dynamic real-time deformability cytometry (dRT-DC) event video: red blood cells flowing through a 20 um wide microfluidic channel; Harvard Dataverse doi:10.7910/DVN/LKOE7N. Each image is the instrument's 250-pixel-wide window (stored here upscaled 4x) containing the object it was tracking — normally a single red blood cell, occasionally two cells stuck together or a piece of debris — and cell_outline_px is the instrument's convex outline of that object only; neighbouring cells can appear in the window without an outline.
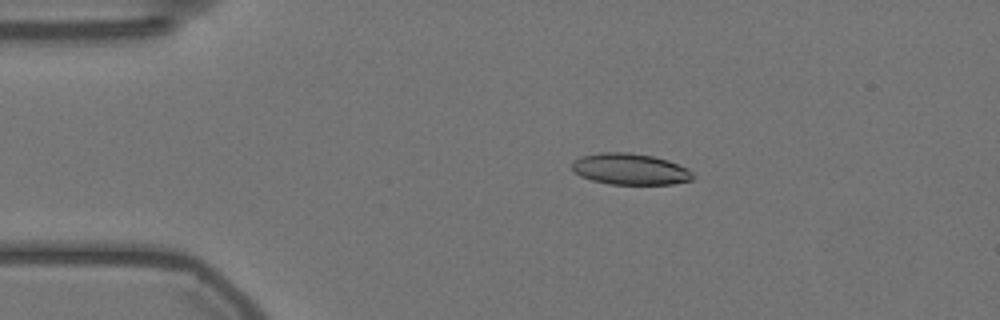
{"species": "Egyptian fruit bat (a non-hibernating species)", "species_latin": "Rousettus aegyptiacus", "temperature_condition": "warm", "stored_images_in_passage": 48, "camera_frame_rate_fps": 3000, "um_per_image_px": 0.085, "animal": {"sex": "female"}, "frame": {"image": 1, "passage_image": 2, "time_ms": 0.333, "image_size_px": [1000, 320], "cell_outline_px": [[696, 176], [692, 180], [672, 184], [608, 184], [592, 180], [580, 176], [572, 168], [572, 164], [580, 156], [600, 152], [628, 152], [652, 156], [668, 160], [688, 168]], "centroid_in_image_um": [53.59, 14.37], "position_along_channel_um": 31.4, "area_um2": 22.08}}
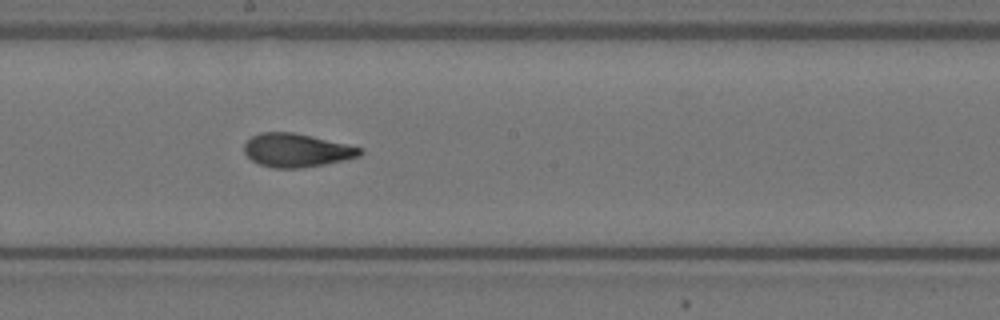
{"frame": {"image": 2, "passage_image": 22, "time_ms": 7.0, "image_size_px": [1000, 320], "cell_outline_px": [[364, 152], [360, 156], [344, 160], [324, 164], [300, 168], [272, 168], [260, 164], [252, 160], [244, 152], [244, 144], [252, 136], [260, 132], [292, 132], [312, 136], [360, 148]], "centroid_in_image_um": [25.18, 12.77], "position_along_channel_um": 223.0, "area_um2": 22.37}}
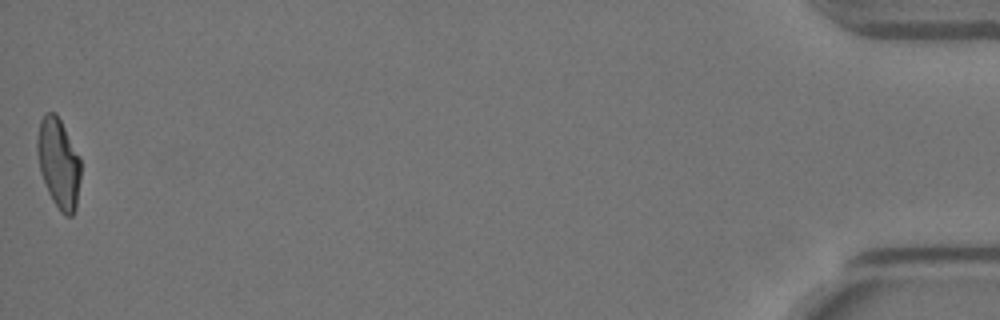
{"frame": {"image": 3, "passage_image": 48, "time_ms": 15.667, "image_size_px": [1000, 320], "cell_outline_px": [[80, 176], [76, 208], [72, 216], [64, 216], [60, 212], [52, 200], [48, 192], [40, 172], [36, 152], [36, 140], [40, 120], [44, 112], [56, 112], [80, 156]], "centroid_in_image_um": [4.96, 13.86], "position_along_channel_um": 430.2, "area_um2": 23.06}, "authors_computed_cell_mechanics": {"area_um2": 22.5998, "velocity_mm_per_s": 3.5387, "shape_relaxation_time_tau1_ms": 5.9544, "shape_relaxation_time_tau2_ms": 2.0279, "deformation_change_tau1": 0.203, "deformation_change_tau2": 0.083}}